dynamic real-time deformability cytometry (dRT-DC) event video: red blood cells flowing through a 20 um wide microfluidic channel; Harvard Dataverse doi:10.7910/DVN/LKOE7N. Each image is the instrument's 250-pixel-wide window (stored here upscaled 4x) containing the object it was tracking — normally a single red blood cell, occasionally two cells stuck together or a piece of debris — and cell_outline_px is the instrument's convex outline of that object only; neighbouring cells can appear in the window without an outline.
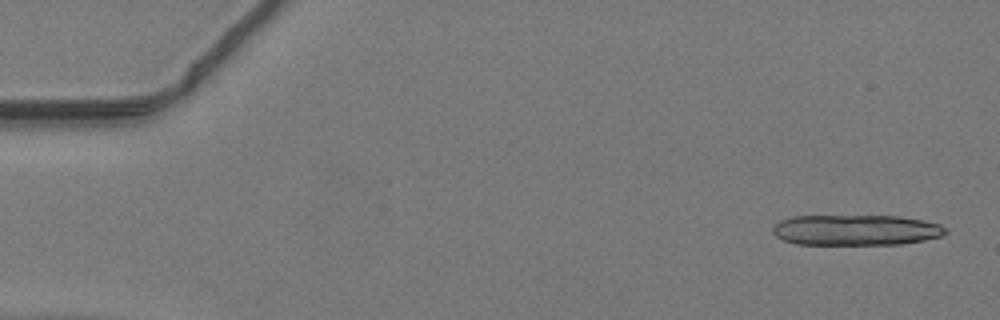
{"species": "common noctule bat (a hibernating species)", "species_latin": "Nyctalus noctula", "temperature_condition": "warm", "stored_images_in_passage": 13, "camera_frame_rate_fps": 3000, "um_per_image_px": 0.085, "animal": {"sex": "male", "body_mass_g": 19.2, "forearm_length_mm": 51.8}, "frame": {"image": 1, "passage_image": 2, "time_ms": 0.333, "image_size_px": [1000, 320], "cell_outline_px": [[948, 232], [940, 236], [924, 240], [900, 244], [796, 244], [784, 240], [776, 236], [772, 232], [772, 228], [780, 220], [792, 216], [900, 216], [924, 220], [940, 224], [948, 228]], "centroid_in_image_um": [72.77, 19.54], "position_along_channel_um": 12.2, "area_um2": 30.92}}